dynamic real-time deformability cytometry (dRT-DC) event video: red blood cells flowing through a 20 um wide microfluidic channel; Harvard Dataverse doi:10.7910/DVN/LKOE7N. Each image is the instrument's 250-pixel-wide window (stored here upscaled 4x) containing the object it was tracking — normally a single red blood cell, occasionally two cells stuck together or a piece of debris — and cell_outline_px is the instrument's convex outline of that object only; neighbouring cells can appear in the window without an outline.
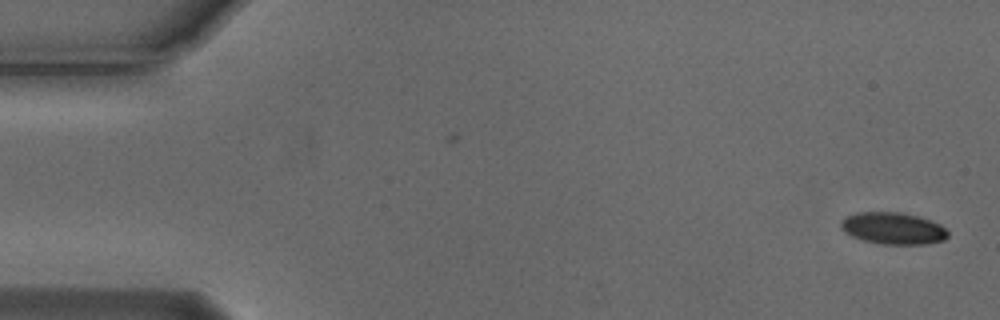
{"species": "Egyptian fruit bat (a non-hibernating species)", "species_latin": "Rousettus aegyptiacus", "temperature_condition": "cold", "stored_images_in_passage": 2, "camera_frame_rate_fps": 3000, "um_per_image_px": 0.085, "animal": {"sex": "male"}, "frame": {"image": 1, "passage_image": 2, "time_ms": 0.333, "image_size_px": [1000, 320], "cell_outline_px": [[948, 236], [944, 240], [924, 244], [880, 244], [864, 240], [852, 236], [844, 232], [840, 228], [840, 220], [844, 216], [856, 212], [900, 212], [920, 216], [940, 224], [948, 232]], "centroid_in_image_um": [75.87, 19.39], "position_along_channel_um": 9.1, "area_um2": 20.06}}